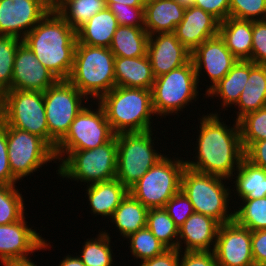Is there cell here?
<instances>
[{"mask_svg": "<svg viewBox=\"0 0 266 266\" xmlns=\"http://www.w3.org/2000/svg\"><path fill=\"white\" fill-rule=\"evenodd\" d=\"M200 120L195 147L198 151L195 159L198 160H185V165L197 172L230 180L244 158L239 123L235 121L234 127H228L220 121L218 113L203 115Z\"/></svg>", "mask_w": 266, "mask_h": 266, "instance_id": "cell-1", "label": "cell"}, {"mask_svg": "<svg viewBox=\"0 0 266 266\" xmlns=\"http://www.w3.org/2000/svg\"><path fill=\"white\" fill-rule=\"evenodd\" d=\"M22 41L58 80L69 79L77 36L57 12H49Z\"/></svg>", "mask_w": 266, "mask_h": 266, "instance_id": "cell-2", "label": "cell"}, {"mask_svg": "<svg viewBox=\"0 0 266 266\" xmlns=\"http://www.w3.org/2000/svg\"><path fill=\"white\" fill-rule=\"evenodd\" d=\"M97 102L115 134L152 130L150 119L155 112L151 90L115 86Z\"/></svg>", "mask_w": 266, "mask_h": 266, "instance_id": "cell-3", "label": "cell"}, {"mask_svg": "<svg viewBox=\"0 0 266 266\" xmlns=\"http://www.w3.org/2000/svg\"><path fill=\"white\" fill-rule=\"evenodd\" d=\"M114 61L115 56L109 48L77 42L68 80L87 98L99 99L116 86Z\"/></svg>", "mask_w": 266, "mask_h": 266, "instance_id": "cell-4", "label": "cell"}, {"mask_svg": "<svg viewBox=\"0 0 266 266\" xmlns=\"http://www.w3.org/2000/svg\"><path fill=\"white\" fill-rule=\"evenodd\" d=\"M227 178L197 172L185 167L181 176L180 190L190 200L194 211L210 216L220 224L234 220L229 212L230 188L224 186ZM230 195V196H229Z\"/></svg>", "mask_w": 266, "mask_h": 266, "instance_id": "cell-5", "label": "cell"}, {"mask_svg": "<svg viewBox=\"0 0 266 266\" xmlns=\"http://www.w3.org/2000/svg\"><path fill=\"white\" fill-rule=\"evenodd\" d=\"M57 170L63 178L86 183L110 181L117 172V134L107 143L89 150L70 151Z\"/></svg>", "mask_w": 266, "mask_h": 266, "instance_id": "cell-6", "label": "cell"}, {"mask_svg": "<svg viewBox=\"0 0 266 266\" xmlns=\"http://www.w3.org/2000/svg\"><path fill=\"white\" fill-rule=\"evenodd\" d=\"M152 135V130L117 134L116 179L128 190L164 157L154 149Z\"/></svg>", "mask_w": 266, "mask_h": 266, "instance_id": "cell-7", "label": "cell"}, {"mask_svg": "<svg viewBox=\"0 0 266 266\" xmlns=\"http://www.w3.org/2000/svg\"><path fill=\"white\" fill-rule=\"evenodd\" d=\"M185 161L164 156L152 166L129 192L148 209L164 208L180 191Z\"/></svg>", "mask_w": 266, "mask_h": 266, "instance_id": "cell-8", "label": "cell"}, {"mask_svg": "<svg viewBox=\"0 0 266 266\" xmlns=\"http://www.w3.org/2000/svg\"><path fill=\"white\" fill-rule=\"evenodd\" d=\"M198 79L192 60L169 73L155 78L151 88L156 115L178 113L198 96Z\"/></svg>", "mask_w": 266, "mask_h": 266, "instance_id": "cell-9", "label": "cell"}, {"mask_svg": "<svg viewBox=\"0 0 266 266\" xmlns=\"http://www.w3.org/2000/svg\"><path fill=\"white\" fill-rule=\"evenodd\" d=\"M1 99L2 120L7 125L37 135L49 145L44 92L7 90Z\"/></svg>", "mask_w": 266, "mask_h": 266, "instance_id": "cell-10", "label": "cell"}, {"mask_svg": "<svg viewBox=\"0 0 266 266\" xmlns=\"http://www.w3.org/2000/svg\"><path fill=\"white\" fill-rule=\"evenodd\" d=\"M88 101L69 80H58L44 92L45 114L49 129V146L56 145L66 136L71 123Z\"/></svg>", "mask_w": 266, "mask_h": 266, "instance_id": "cell-11", "label": "cell"}, {"mask_svg": "<svg viewBox=\"0 0 266 266\" xmlns=\"http://www.w3.org/2000/svg\"><path fill=\"white\" fill-rule=\"evenodd\" d=\"M96 110V111H94ZM83 107L71 123L66 136L56 145L55 159L59 162L70 151L89 150L109 142L116 134L107 121L103 108Z\"/></svg>", "mask_w": 266, "mask_h": 266, "instance_id": "cell-12", "label": "cell"}, {"mask_svg": "<svg viewBox=\"0 0 266 266\" xmlns=\"http://www.w3.org/2000/svg\"><path fill=\"white\" fill-rule=\"evenodd\" d=\"M1 122L6 126L11 172L18 181L55 160L54 150L42 138Z\"/></svg>", "mask_w": 266, "mask_h": 266, "instance_id": "cell-13", "label": "cell"}, {"mask_svg": "<svg viewBox=\"0 0 266 266\" xmlns=\"http://www.w3.org/2000/svg\"><path fill=\"white\" fill-rule=\"evenodd\" d=\"M213 252L218 266H255L251 231L235 220L220 224Z\"/></svg>", "mask_w": 266, "mask_h": 266, "instance_id": "cell-14", "label": "cell"}, {"mask_svg": "<svg viewBox=\"0 0 266 266\" xmlns=\"http://www.w3.org/2000/svg\"><path fill=\"white\" fill-rule=\"evenodd\" d=\"M48 13L46 0H0V35L23 39Z\"/></svg>", "mask_w": 266, "mask_h": 266, "instance_id": "cell-15", "label": "cell"}, {"mask_svg": "<svg viewBox=\"0 0 266 266\" xmlns=\"http://www.w3.org/2000/svg\"><path fill=\"white\" fill-rule=\"evenodd\" d=\"M191 60L194 64L196 76L202 75V69L211 79L212 85L207 88L206 93L218 83L236 64L238 59L226 47L223 39L218 35L207 39L199 45L192 53Z\"/></svg>", "mask_w": 266, "mask_h": 266, "instance_id": "cell-16", "label": "cell"}, {"mask_svg": "<svg viewBox=\"0 0 266 266\" xmlns=\"http://www.w3.org/2000/svg\"><path fill=\"white\" fill-rule=\"evenodd\" d=\"M25 216L16 222L0 225V260L1 263L27 258L35 251L50 248L42 236L34 229L27 226Z\"/></svg>", "mask_w": 266, "mask_h": 266, "instance_id": "cell-17", "label": "cell"}, {"mask_svg": "<svg viewBox=\"0 0 266 266\" xmlns=\"http://www.w3.org/2000/svg\"><path fill=\"white\" fill-rule=\"evenodd\" d=\"M58 79L45 68L25 43H21L14 58L10 90L45 92Z\"/></svg>", "mask_w": 266, "mask_h": 266, "instance_id": "cell-18", "label": "cell"}, {"mask_svg": "<svg viewBox=\"0 0 266 266\" xmlns=\"http://www.w3.org/2000/svg\"><path fill=\"white\" fill-rule=\"evenodd\" d=\"M147 55L155 78L191 60V52L181 44L174 32L149 35Z\"/></svg>", "mask_w": 266, "mask_h": 266, "instance_id": "cell-19", "label": "cell"}, {"mask_svg": "<svg viewBox=\"0 0 266 266\" xmlns=\"http://www.w3.org/2000/svg\"><path fill=\"white\" fill-rule=\"evenodd\" d=\"M219 21L196 6L186 7L183 20L174 31L176 38L191 53L204 41L218 35Z\"/></svg>", "mask_w": 266, "mask_h": 266, "instance_id": "cell-20", "label": "cell"}, {"mask_svg": "<svg viewBox=\"0 0 266 266\" xmlns=\"http://www.w3.org/2000/svg\"><path fill=\"white\" fill-rule=\"evenodd\" d=\"M219 226L220 223L210 216L192 213L178 228V250L181 251L183 240L186 245L184 251H213ZM210 245H214L213 248Z\"/></svg>", "mask_w": 266, "mask_h": 266, "instance_id": "cell-21", "label": "cell"}, {"mask_svg": "<svg viewBox=\"0 0 266 266\" xmlns=\"http://www.w3.org/2000/svg\"><path fill=\"white\" fill-rule=\"evenodd\" d=\"M185 10L174 0H145L144 28L149 35L174 32Z\"/></svg>", "mask_w": 266, "mask_h": 266, "instance_id": "cell-22", "label": "cell"}, {"mask_svg": "<svg viewBox=\"0 0 266 266\" xmlns=\"http://www.w3.org/2000/svg\"><path fill=\"white\" fill-rule=\"evenodd\" d=\"M116 86L151 90L155 81L148 55L141 57H115Z\"/></svg>", "mask_w": 266, "mask_h": 266, "instance_id": "cell-23", "label": "cell"}, {"mask_svg": "<svg viewBox=\"0 0 266 266\" xmlns=\"http://www.w3.org/2000/svg\"><path fill=\"white\" fill-rule=\"evenodd\" d=\"M235 105L237 122L246 114L266 107V64L249 61V79Z\"/></svg>", "mask_w": 266, "mask_h": 266, "instance_id": "cell-24", "label": "cell"}, {"mask_svg": "<svg viewBox=\"0 0 266 266\" xmlns=\"http://www.w3.org/2000/svg\"><path fill=\"white\" fill-rule=\"evenodd\" d=\"M218 34L238 60L251 61L252 20L228 17L219 23Z\"/></svg>", "mask_w": 266, "mask_h": 266, "instance_id": "cell-25", "label": "cell"}, {"mask_svg": "<svg viewBox=\"0 0 266 266\" xmlns=\"http://www.w3.org/2000/svg\"><path fill=\"white\" fill-rule=\"evenodd\" d=\"M87 196L91 211L111 218L115 209L120 205L122 199L129 190L116 178L110 181L87 184Z\"/></svg>", "mask_w": 266, "mask_h": 266, "instance_id": "cell-26", "label": "cell"}, {"mask_svg": "<svg viewBox=\"0 0 266 266\" xmlns=\"http://www.w3.org/2000/svg\"><path fill=\"white\" fill-rule=\"evenodd\" d=\"M115 15L108 9L95 14L77 32V42L84 45L109 48L118 28Z\"/></svg>", "mask_w": 266, "mask_h": 266, "instance_id": "cell-27", "label": "cell"}, {"mask_svg": "<svg viewBox=\"0 0 266 266\" xmlns=\"http://www.w3.org/2000/svg\"><path fill=\"white\" fill-rule=\"evenodd\" d=\"M248 79L249 60H238L230 71L204 95L212 98L214 95L221 97L223 108L230 107L238 102Z\"/></svg>", "mask_w": 266, "mask_h": 266, "instance_id": "cell-28", "label": "cell"}, {"mask_svg": "<svg viewBox=\"0 0 266 266\" xmlns=\"http://www.w3.org/2000/svg\"><path fill=\"white\" fill-rule=\"evenodd\" d=\"M149 34L144 27L119 25L109 49L115 57H141L147 55Z\"/></svg>", "mask_w": 266, "mask_h": 266, "instance_id": "cell-29", "label": "cell"}, {"mask_svg": "<svg viewBox=\"0 0 266 266\" xmlns=\"http://www.w3.org/2000/svg\"><path fill=\"white\" fill-rule=\"evenodd\" d=\"M148 208L138 201L130 192L115 209L111 221L127 238L130 234L146 227Z\"/></svg>", "mask_w": 266, "mask_h": 266, "instance_id": "cell-30", "label": "cell"}, {"mask_svg": "<svg viewBox=\"0 0 266 266\" xmlns=\"http://www.w3.org/2000/svg\"><path fill=\"white\" fill-rule=\"evenodd\" d=\"M234 181L240 200L266 197V170L242 159Z\"/></svg>", "mask_w": 266, "mask_h": 266, "instance_id": "cell-31", "label": "cell"}, {"mask_svg": "<svg viewBox=\"0 0 266 266\" xmlns=\"http://www.w3.org/2000/svg\"><path fill=\"white\" fill-rule=\"evenodd\" d=\"M146 227L167 249H178V227L164 208L148 210Z\"/></svg>", "mask_w": 266, "mask_h": 266, "instance_id": "cell-32", "label": "cell"}, {"mask_svg": "<svg viewBox=\"0 0 266 266\" xmlns=\"http://www.w3.org/2000/svg\"><path fill=\"white\" fill-rule=\"evenodd\" d=\"M106 8V0H71L57 13L77 32L90 18Z\"/></svg>", "mask_w": 266, "mask_h": 266, "instance_id": "cell-33", "label": "cell"}, {"mask_svg": "<svg viewBox=\"0 0 266 266\" xmlns=\"http://www.w3.org/2000/svg\"><path fill=\"white\" fill-rule=\"evenodd\" d=\"M93 239V240H92ZM87 239L82 255L78 256L85 266H113V256L108 232H101L96 238ZM89 240V241H88Z\"/></svg>", "mask_w": 266, "mask_h": 266, "instance_id": "cell-34", "label": "cell"}, {"mask_svg": "<svg viewBox=\"0 0 266 266\" xmlns=\"http://www.w3.org/2000/svg\"><path fill=\"white\" fill-rule=\"evenodd\" d=\"M241 201L234 210V220L250 231L266 229V197Z\"/></svg>", "mask_w": 266, "mask_h": 266, "instance_id": "cell-35", "label": "cell"}, {"mask_svg": "<svg viewBox=\"0 0 266 266\" xmlns=\"http://www.w3.org/2000/svg\"><path fill=\"white\" fill-rule=\"evenodd\" d=\"M15 186L0 185V225L19 221L24 217V199Z\"/></svg>", "mask_w": 266, "mask_h": 266, "instance_id": "cell-36", "label": "cell"}, {"mask_svg": "<svg viewBox=\"0 0 266 266\" xmlns=\"http://www.w3.org/2000/svg\"><path fill=\"white\" fill-rule=\"evenodd\" d=\"M22 39L0 35V95L10 90L14 69V58Z\"/></svg>", "mask_w": 266, "mask_h": 266, "instance_id": "cell-37", "label": "cell"}, {"mask_svg": "<svg viewBox=\"0 0 266 266\" xmlns=\"http://www.w3.org/2000/svg\"><path fill=\"white\" fill-rule=\"evenodd\" d=\"M238 123L244 151L253 142L266 140V107L246 114Z\"/></svg>", "mask_w": 266, "mask_h": 266, "instance_id": "cell-38", "label": "cell"}, {"mask_svg": "<svg viewBox=\"0 0 266 266\" xmlns=\"http://www.w3.org/2000/svg\"><path fill=\"white\" fill-rule=\"evenodd\" d=\"M130 249L136 259L146 260L161 255L167 248L152 234L147 228L138 230L130 234Z\"/></svg>", "mask_w": 266, "mask_h": 266, "instance_id": "cell-39", "label": "cell"}, {"mask_svg": "<svg viewBox=\"0 0 266 266\" xmlns=\"http://www.w3.org/2000/svg\"><path fill=\"white\" fill-rule=\"evenodd\" d=\"M229 17L241 20H266V0H229Z\"/></svg>", "mask_w": 266, "mask_h": 266, "instance_id": "cell-40", "label": "cell"}, {"mask_svg": "<svg viewBox=\"0 0 266 266\" xmlns=\"http://www.w3.org/2000/svg\"><path fill=\"white\" fill-rule=\"evenodd\" d=\"M107 8L115 15L118 25L144 27V7H131L116 2Z\"/></svg>", "mask_w": 266, "mask_h": 266, "instance_id": "cell-41", "label": "cell"}, {"mask_svg": "<svg viewBox=\"0 0 266 266\" xmlns=\"http://www.w3.org/2000/svg\"><path fill=\"white\" fill-rule=\"evenodd\" d=\"M164 209L178 228L195 212L190 200L181 190L166 203Z\"/></svg>", "mask_w": 266, "mask_h": 266, "instance_id": "cell-42", "label": "cell"}, {"mask_svg": "<svg viewBox=\"0 0 266 266\" xmlns=\"http://www.w3.org/2000/svg\"><path fill=\"white\" fill-rule=\"evenodd\" d=\"M251 61L266 64V20L252 21Z\"/></svg>", "mask_w": 266, "mask_h": 266, "instance_id": "cell-43", "label": "cell"}, {"mask_svg": "<svg viewBox=\"0 0 266 266\" xmlns=\"http://www.w3.org/2000/svg\"><path fill=\"white\" fill-rule=\"evenodd\" d=\"M17 179L12 175L7 148L6 126L0 124V185H15Z\"/></svg>", "mask_w": 266, "mask_h": 266, "instance_id": "cell-44", "label": "cell"}, {"mask_svg": "<svg viewBox=\"0 0 266 266\" xmlns=\"http://www.w3.org/2000/svg\"><path fill=\"white\" fill-rule=\"evenodd\" d=\"M179 266H218L213 251H184Z\"/></svg>", "mask_w": 266, "mask_h": 266, "instance_id": "cell-45", "label": "cell"}, {"mask_svg": "<svg viewBox=\"0 0 266 266\" xmlns=\"http://www.w3.org/2000/svg\"><path fill=\"white\" fill-rule=\"evenodd\" d=\"M194 6L202 8L205 12L210 13L219 22L229 17V0H194Z\"/></svg>", "mask_w": 266, "mask_h": 266, "instance_id": "cell-46", "label": "cell"}, {"mask_svg": "<svg viewBox=\"0 0 266 266\" xmlns=\"http://www.w3.org/2000/svg\"><path fill=\"white\" fill-rule=\"evenodd\" d=\"M251 247L255 266H266V229L251 231Z\"/></svg>", "mask_w": 266, "mask_h": 266, "instance_id": "cell-47", "label": "cell"}, {"mask_svg": "<svg viewBox=\"0 0 266 266\" xmlns=\"http://www.w3.org/2000/svg\"><path fill=\"white\" fill-rule=\"evenodd\" d=\"M181 251L167 249L161 255L141 261L140 266H179Z\"/></svg>", "mask_w": 266, "mask_h": 266, "instance_id": "cell-48", "label": "cell"}, {"mask_svg": "<svg viewBox=\"0 0 266 266\" xmlns=\"http://www.w3.org/2000/svg\"><path fill=\"white\" fill-rule=\"evenodd\" d=\"M244 157L252 164L266 170V140L253 142L244 151Z\"/></svg>", "mask_w": 266, "mask_h": 266, "instance_id": "cell-49", "label": "cell"}, {"mask_svg": "<svg viewBox=\"0 0 266 266\" xmlns=\"http://www.w3.org/2000/svg\"><path fill=\"white\" fill-rule=\"evenodd\" d=\"M30 257L21 259H12L2 263L3 266H37Z\"/></svg>", "mask_w": 266, "mask_h": 266, "instance_id": "cell-50", "label": "cell"}, {"mask_svg": "<svg viewBox=\"0 0 266 266\" xmlns=\"http://www.w3.org/2000/svg\"><path fill=\"white\" fill-rule=\"evenodd\" d=\"M71 0H46L49 12H58L65 4Z\"/></svg>", "mask_w": 266, "mask_h": 266, "instance_id": "cell-51", "label": "cell"}, {"mask_svg": "<svg viewBox=\"0 0 266 266\" xmlns=\"http://www.w3.org/2000/svg\"><path fill=\"white\" fill-rule=\"evenodd\" d=\"M59 266H85L78 256H65Z\"/></svg>", "mask_w": 266, "mask_h": 266, "instance_id": "cell-52", "label": "cell"}, {"mask_svg": "<svg viewBox=\"0 0 266 266\" xmlns=\"http://www.w3.org/2000/svg\"><path fill=\"white\" fill-rule=\"evenodd\" d=\"M122 3V4H126L128 6L131 7H144L145 5V0H106L107 3V7L111 4V3Z\"/></svg>", "mask_w": 266, "mask_h": 266, "instance_id": "cell-53", "label": "cell"}, {"mask_svg": "<svg viewBox=\"0 0 266 266\" xmlns=\"http://www.w3.org/2000/svg\"><path fill=\"white\" fill-rule=\"evenodd\" d=\"M174 1L184 6L185 8L194 5V0H174Z\"/></svg>", "mask_w": 266, "mask_h": 266, "instance_id": "cell-54", "label": "cell"}, {"mask_svg": "<svg viewBox=\"0 0 266 266\" xmlns=\"http://www.w3.org/2000/svg\"><path fill=\"white\" fill-rule=\"evenodd\" d=\"M2 121V99H1V95H0V124Z\"/></svg>", "mask_w": 266, "mask_h": 266, "instance_id": "cell-55", "label": "cell"}]
</instances>
